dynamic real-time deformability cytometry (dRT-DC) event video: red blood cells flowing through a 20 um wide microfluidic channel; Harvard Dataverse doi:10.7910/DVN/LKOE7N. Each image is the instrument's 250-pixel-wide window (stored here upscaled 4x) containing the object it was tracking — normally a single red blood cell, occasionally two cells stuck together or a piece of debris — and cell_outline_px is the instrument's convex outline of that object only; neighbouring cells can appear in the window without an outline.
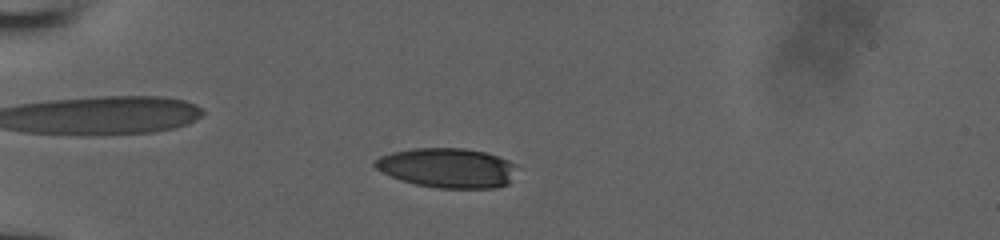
{"species": "human", "species_latin": "Homo sapiens", "temperature_condition": "room temperature", "stored_images_in_passage": 48, "camera_frame_rate_fps": 3000, "um_per_image_px": 0.085, "donor": {"sex": "male"}, "frame": {"image": 1, "passage_image": 11, "time_ms": 3.333, "image_size_px": [1000, 240], "cell_outline_px": [[516, 164], [508, 184], [496, 188], [436, 188], [416, 184], [400, 180], [376, 168], [372, 164], [380, 156], [392, 152], [412, 148], [464, 148], [484, 152], [508, 160]], "centroid_in_image_um": [38.0, 14.27], "position_along_channel_um": 47.0, "area_um2": 32.6}}
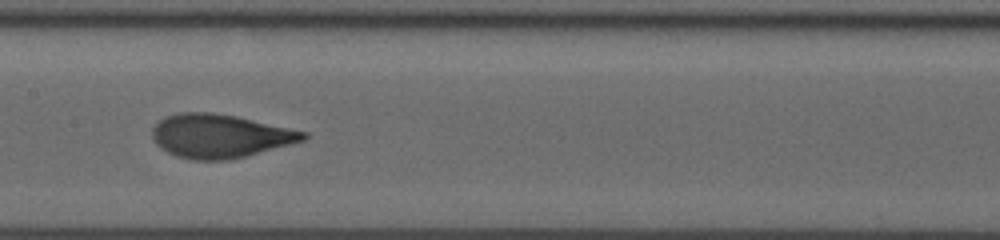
{"frame": {"image": 2, "passage_image": 24, "time_ms": 7.667, "image_size_px": [1000, 240], "cell_outline_px": [[308, 136], [304, 140], [244, 156], [228, 160], [196, 160], [176, 156], [160, 148], [156, 144], [152, 136], [152, 128], [164, 116], [180, 112], [212, 112], [236, 116], [308, 132]], "centroid_in_image_um": [18.65, 11.55], "position_along_channel_um": 188.7, "area_um2": 38.15}}
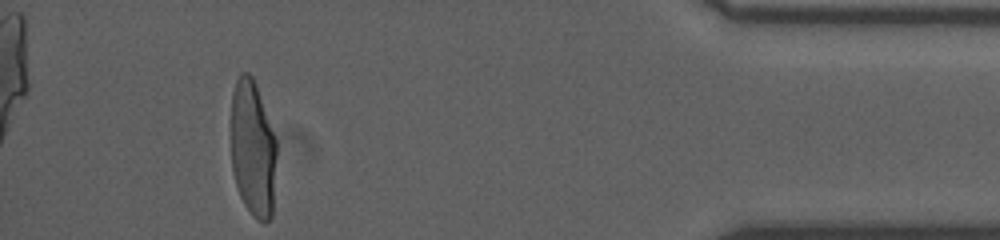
{"frame": {"image": 3, "passage_image": 44, "time_ms": 14.333, "image_size_px": [1000, 240], "cell_outline_px": [[276, 156], [272, 216], [264, 224], [244, 204], [240, 196], [232, 172], [232, 92], [236, 80], [240, 72], [248, 72], [252, 76], [256, 84], [276, 136]], "centroid_in_image_um": [21.5, 12.59], "position_along_channel_um": 413.7, "area_um2": 36.24}}